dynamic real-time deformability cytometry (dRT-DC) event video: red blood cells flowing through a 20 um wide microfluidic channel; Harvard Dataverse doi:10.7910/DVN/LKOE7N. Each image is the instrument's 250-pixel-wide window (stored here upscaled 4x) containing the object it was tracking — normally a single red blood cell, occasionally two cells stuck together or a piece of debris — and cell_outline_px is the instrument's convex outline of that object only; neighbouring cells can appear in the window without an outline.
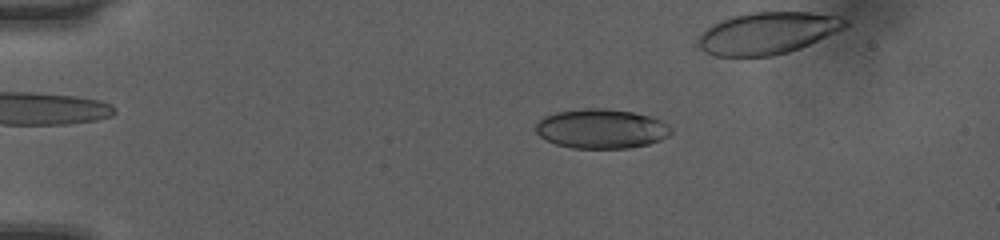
{"species": "human", "species_latin": "Homo sapiens", "temperature_condition": "room temperature", "stored_images_in_passage": 46, "camera_frame_rate_fps": 3000, "um_per_image_px": 0.085, "donor": {"sex": "female"}, "frame": {"image": 1, "passage_image": 11, "time_ms": 3.333, "image_size_px": [1000, 240], "cell_outline_px": [[672, 132], [668, 136], [660, 140], [648, 144], [628, 148], [572, 148], [556, 144], [544, 140], [536, 132], [536, 124], [544, 116], [556, 112], [588, 108], [600, 108], [632, 112], [648, 116], [664, 124]], "centroid_in_image_um": [51.04, 10.96], "position_along_channel_um": 34.0, "area_um2": 30.69}}
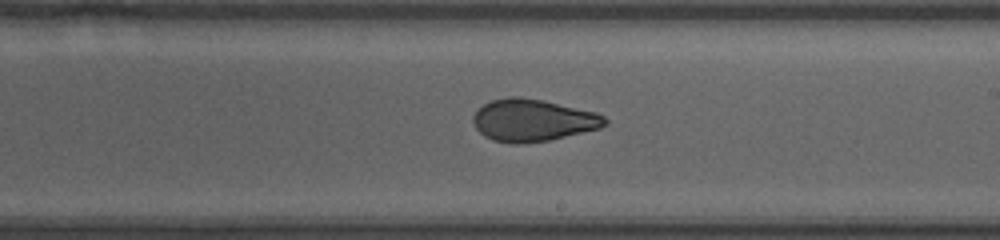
{"frame": {"image": 2, "passage_image": 31, "time_ms": 10.0, "image_size_px": [1000, 240], "cell_outline_px": [[608, 124], [600, 128], [548, 140], [520, 144], [512, 144], [492, 140], [484, 136], [476, 128], [472, 120], [472, 116], [484, 104], [492, 100], [508, 96], [520, 96], [540, 100], [596, 112], [604, 116], [608, 120]], "centroid_in_image_um": [45.27, 10.22], "position_along_channel_um": 243.7, "area_um2": 32.25}}
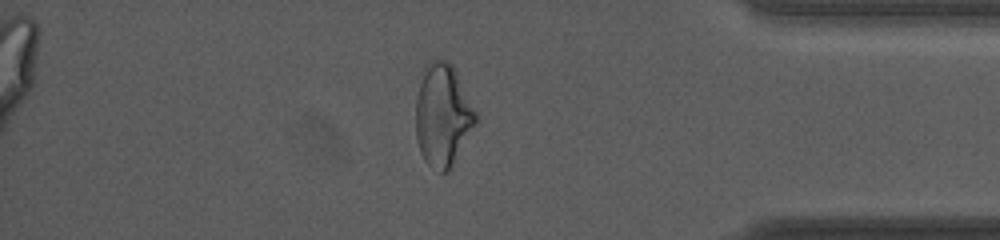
{"frame": {"image": 3, "passage_image": 44, "time_ms": 14.333, "image_size_px": [1000, 240], "cell_outline_px": [[476, 124], [448, 172], [440, 172], [428, 164], [424, 160], [420, 152], [416, 136], [416, 96], [428, 60], [444, 60], [452, 64], [476, 112]], "centroid_in_image_um": [37.62, 9.81], "position_along_channel_um": 397.6, "area_um2": 35.26}}